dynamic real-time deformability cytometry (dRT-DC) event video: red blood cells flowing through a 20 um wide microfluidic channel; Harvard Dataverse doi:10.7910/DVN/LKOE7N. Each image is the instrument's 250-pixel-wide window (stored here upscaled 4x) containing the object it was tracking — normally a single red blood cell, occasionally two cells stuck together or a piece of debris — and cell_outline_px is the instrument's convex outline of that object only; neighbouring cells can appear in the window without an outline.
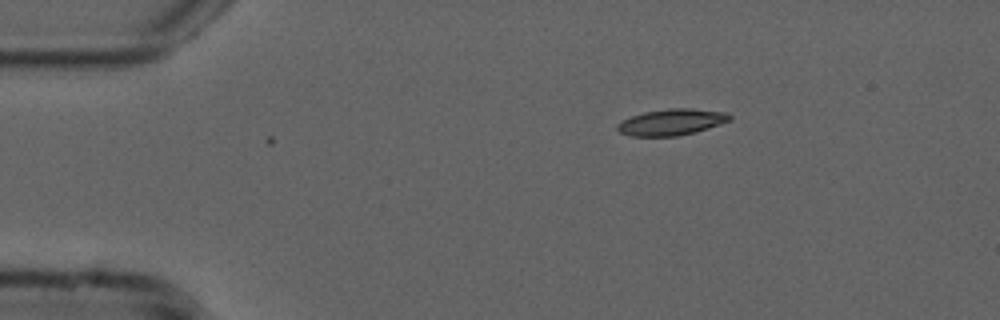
{"species": "common noctule bat (a hibernating species)", "species_latin": "Nyctalus noctula", "temperature_condition": "cold", "stored_images_in_passage": 2, "camera_frame_rate_fps": 3000, "um_per_image_px": 0.085, "animal": {"sex": "male", "forearm_length_mm": 52.5}, "frame": {"image": 1, "passage_image": 1, "time_ms": 0.0, "image_size_px": [1000, 320], "cell_outline_px": [[732, 120], [696, 132], [676, 136], [632, 136], [620, 132], [616, 128], [616, 124], [632, 116], [644, 112], [668, 108], [692, 108], [728, 112], [732, 116]], "centroid_in_image_um": [57.12, 10.37], "position_along_channel_um": 27.9, "area_um2": 17.28}}